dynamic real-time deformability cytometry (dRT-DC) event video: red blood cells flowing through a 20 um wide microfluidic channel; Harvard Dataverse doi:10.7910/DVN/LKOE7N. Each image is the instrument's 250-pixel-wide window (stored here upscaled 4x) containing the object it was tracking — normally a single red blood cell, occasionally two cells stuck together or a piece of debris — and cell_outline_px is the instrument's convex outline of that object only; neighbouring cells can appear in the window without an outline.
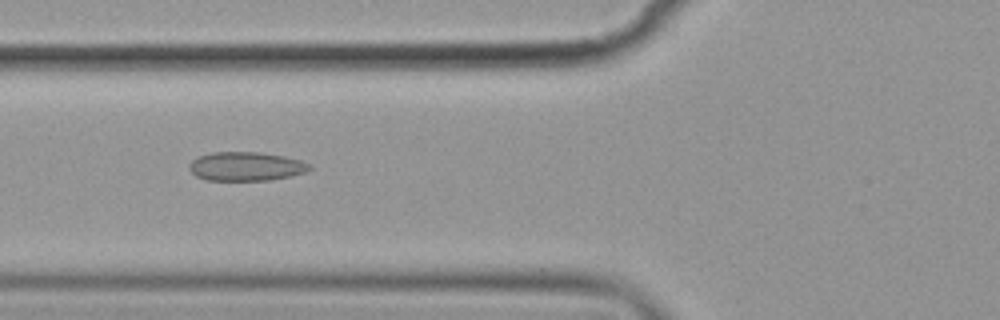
{"species": "common noctule bat (a hibernating species)", "species_latin": "Nyctalus noctula", "temperature_condition": "cold", "stored_images_in_passage": 9, "camera_frame_rate_fps": 3000, "um_per_image_px": 0.085, "animal": {"sex": "female", "body_mass_g": 19.9}, "frame": {"image": 1, "passage_image": 7, "time_ms": 7.0, "image_size_px": [1000, 320], "cell_outline_px": [[312, 168], [304, 172], [292, 176], [268, 180], [204, 180], [196, 176], [188, 168], [188, 164], [196, 156], [212, 152], [260, 152], [284, 156], [300, 160], [308, 164]], "centroid_in_image_um": [20.86, 14.14], "position_along_channel_um": 104.9, "area_um2": 20.35}}
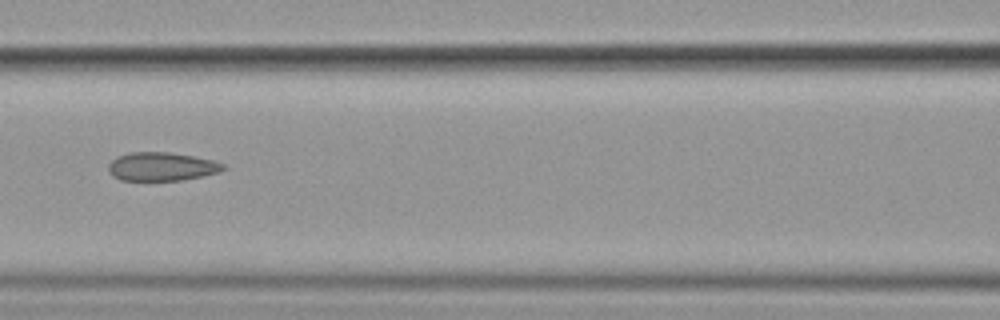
{"frame": {"image": 2, "passage_image": 8, "time_ms": 8.333, "image_size_px": [1000, 320], "cell_outline_px": [[228, 168], [220, 172], [184, 180], [120, 180], [112, 176], [108, 168], [108, 164], [116, 156], [132, 152], [168, 152], [192, 156], [212, 160], [224, 164]], "centroid_in_image_um": [13.74, 14.16], "position_along_channel_um": 152.9, "area_um2": 19.13}}
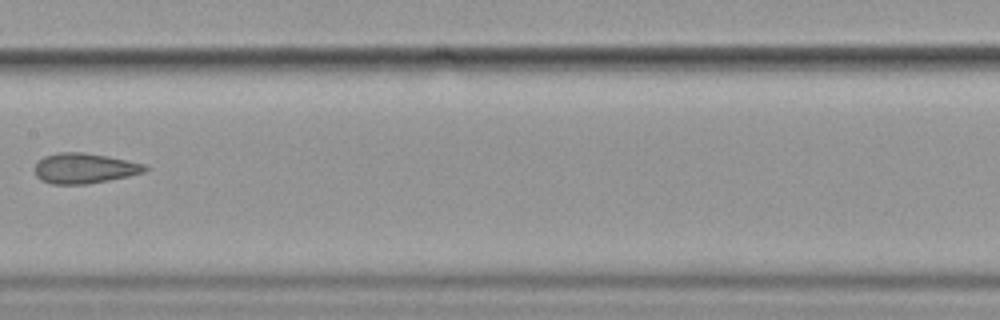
{"frame": {"image": 3, "passage_image": 9, "time_ms": 9.667, "image_size_px": [1000, 320], "cell_outline_px": [[148, 168], [144, 172], [128, 176], [88, 184], [52, 184], [40, 180], [36, 176], [36, 164], [44, 156], [56, 152], [84, 152], [108, 156], [144, 164]], "centroid_in_image_um": [7.15, 14.3], "position_along_channel_um": 200.2, "area_um2": 19.36}}